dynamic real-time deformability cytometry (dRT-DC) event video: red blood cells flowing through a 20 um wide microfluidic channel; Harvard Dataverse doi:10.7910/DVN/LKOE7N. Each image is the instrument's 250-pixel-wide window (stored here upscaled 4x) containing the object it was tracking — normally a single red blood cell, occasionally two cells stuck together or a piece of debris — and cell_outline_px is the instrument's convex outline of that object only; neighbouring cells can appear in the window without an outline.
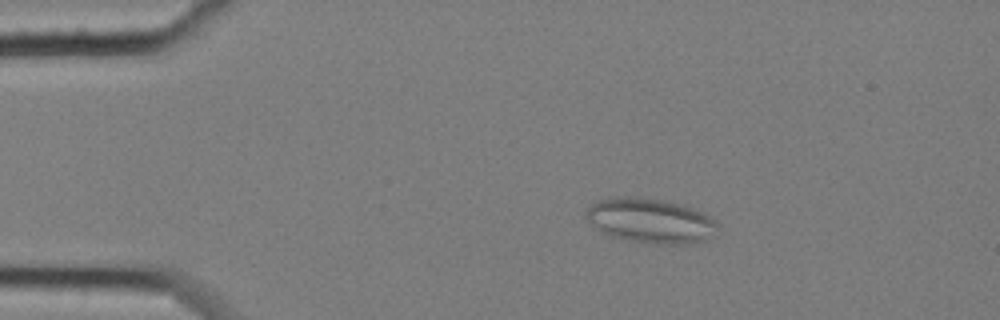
{"species": "common noctule bat (a hibernating species)", "species_latin": "Nyctalus noctula", "temperature_condition": "cold", "stored_images_in_passage": 50, "segment_of_instrument_passage": [1, 2], "camera_frame_rate_fps": 3000, "um_per_image_px": 0.085, "animal": {"sex": "female", "body_mass_g": 25.1}, "frame": {"image": 1, "passage_image": 2, "time_ms": 0.333, "image_size_px": [1000, 320], "cell_outline_px": [[720, 224], [716, 236], [704, 240], [688, 244], [656, 244], [628, 240], [608, 236], [600, 232], [584, 216], [584, 212], [592, 204], [608, 196], [640, 196], [664, 200], [696, 208], [704, 212], [716, 220]], "centroid_in_image_um": [55.32, 18.75], "position_along_channel_um": 29.7, "area_um2": 35.2}}